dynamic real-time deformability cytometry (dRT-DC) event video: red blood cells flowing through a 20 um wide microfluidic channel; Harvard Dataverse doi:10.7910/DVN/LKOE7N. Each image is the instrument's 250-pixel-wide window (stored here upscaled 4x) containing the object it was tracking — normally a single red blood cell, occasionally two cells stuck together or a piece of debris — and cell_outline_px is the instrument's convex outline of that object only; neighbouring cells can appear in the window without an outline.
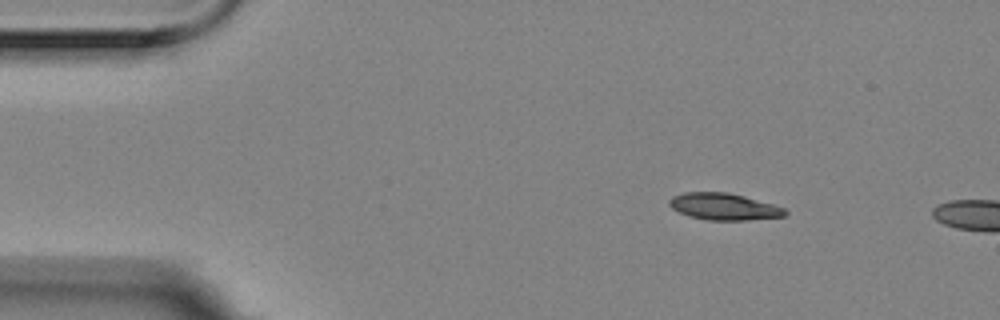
{"species": "Egyptian fruit bat (a non-hibernating species)", "species_latin": "Rousettus aegyptiacus", "temperature_condition": "room temperature", "stored_images_in_passage": 2, "camera_frame_rate_fps": 3000, "um_per_image_px": 0.085, "animal": {"sex": "female"}, "frame": {"image": 1, "passage_image": 1, "time_ms": 0.0, "image_size_px": [1000, 320], "cell_outline_px": [[788, 212], [784, 216], [748, 220], [708, 220], [688, 216], [672, 208], [668, 204], [668, 200], [672, 196], [684, 192], [728, 192], [744, 196], [772, 204], [784, 208]], "centroid_in_image_um": [61.5, 17.56], "position_along_channel_um": 23.5, "area_um2": 18.03}}